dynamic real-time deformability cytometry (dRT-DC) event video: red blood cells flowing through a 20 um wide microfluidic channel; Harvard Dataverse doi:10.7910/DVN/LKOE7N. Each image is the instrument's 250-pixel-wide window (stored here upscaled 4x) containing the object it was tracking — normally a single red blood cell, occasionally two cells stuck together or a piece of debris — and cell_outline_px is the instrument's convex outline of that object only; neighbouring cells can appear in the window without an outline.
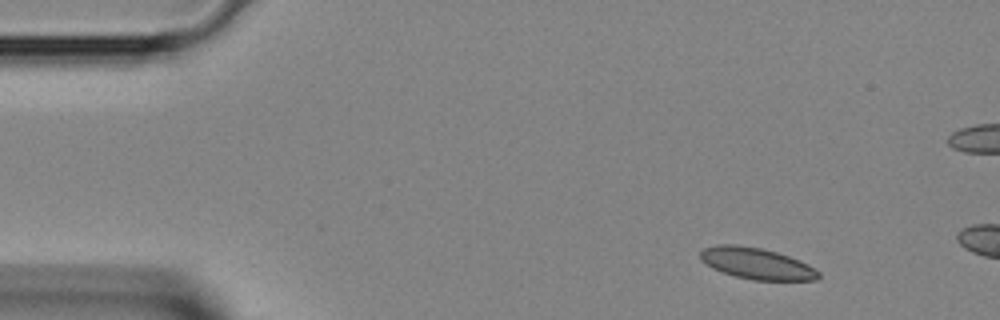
{"species": "Egyptian fruit bat (a non-hibernating species)", "species_latin": "Rousettus aegyptiacus", "temperature_condition": "room temperature", "stored_images_in_passage": 3, "camera_frame_rate_fps": 3000, "um_per_image_px": 0.085, "animal": {"sex": "female"}, "frame": {"image": 1, "passage_image": 1, "time_ms": 0.0, "image_size_px": [1000, 320], "cell_outline_px": [[820, 276], [816, 280], [752, 280], [736, 276], [712, 268], [700, 260], [700, 252], [704, 248], [716, 244], [736, 244], [760, 248], [776, 252], [800, 260], [808, 264], [820, 272]], "centroid_in_image_um": [64.3, 22.39], "position_along_channel_um": 20.7, "area_um2": 21.56}}